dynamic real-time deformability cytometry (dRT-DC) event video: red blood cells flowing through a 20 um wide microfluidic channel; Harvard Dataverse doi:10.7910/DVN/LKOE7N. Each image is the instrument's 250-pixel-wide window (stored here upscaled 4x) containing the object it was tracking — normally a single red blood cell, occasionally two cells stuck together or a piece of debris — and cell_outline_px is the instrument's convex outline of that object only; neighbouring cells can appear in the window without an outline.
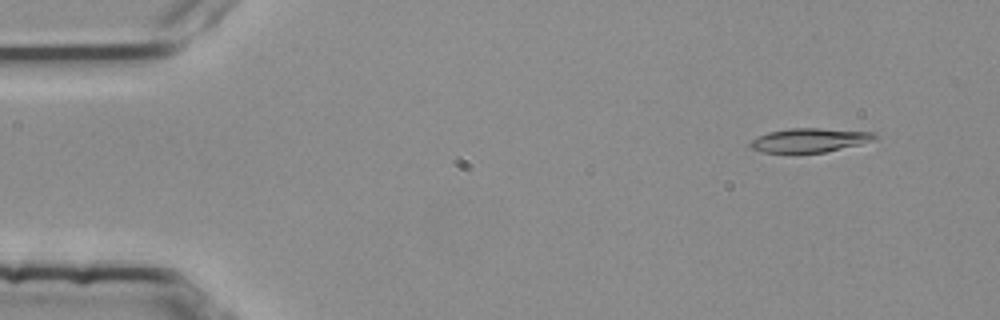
{"species": "common noctule bat (a hibernating species)", "species_latin": "Nyctalus noctula", "temperature_condition": "room temperature", "stored_images_in_passage": 4, "camera_frame_rate_fps": 3000, "um_per_image_px": 0.085, "animal": {"sex": "female", "body_mass_g": 25.1}, "frame": {"image": 1, "passage_image": 1, "time_ms": 0.0, "image_size_px": [1000, 320], "cell_outline_px": [[880, 136], [872, 140], [860, 144], [824, 152], [796, 156], [764, 152], [752, 148], [748, 144], [752, 140], [768, 132], [788, 128], [820, 128], [876, 132]], "centroid_in_image_um": [68.79, 11.95], "position_along_channel_um": 16.2, "area_um2": 18.09}}
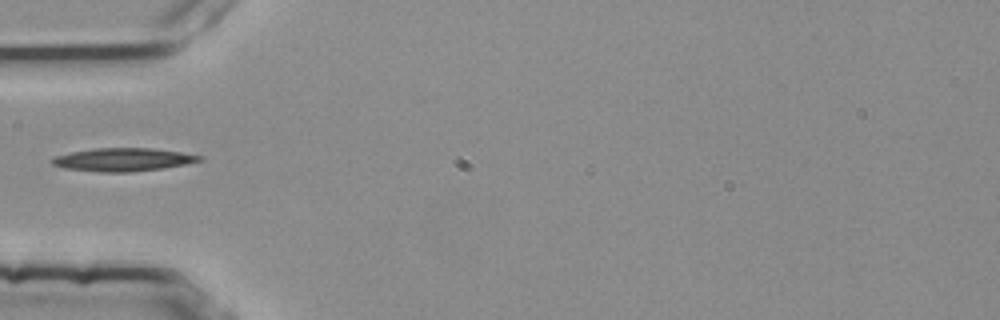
{"frame": {"image": 2, "passage_image": 4, "time_ms": 1.0, "image_size_px": [1000, 320], "cell_outline_px": [[204, 156], [200, 160], [184, 164], [160, 168], [128, 172], [100, 172], [64, 168], [52, 164], [52, 160], [56, 156], [72, 152], [96, 148], [148, 148], [180, 152]], "centroid_in_image_um": [10.43, 13.56], "position_along_channel_um": 74.6, "area_um2": 19.42}}